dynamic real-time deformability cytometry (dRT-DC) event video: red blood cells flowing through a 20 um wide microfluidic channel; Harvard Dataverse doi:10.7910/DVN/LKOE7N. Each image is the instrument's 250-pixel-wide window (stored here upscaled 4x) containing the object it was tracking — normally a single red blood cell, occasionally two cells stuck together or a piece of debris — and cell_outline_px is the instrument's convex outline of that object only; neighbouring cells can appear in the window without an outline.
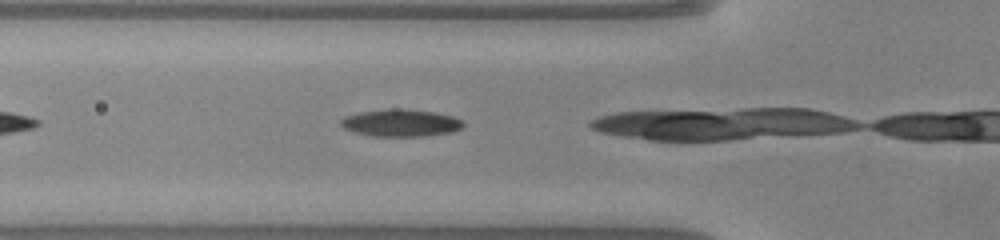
{"species": "common noctule bat (a hibernating species)", "species_latin": "Nyctalus noctula", "temperature_condition": "warm", "stored_images_in_passage": 7, "camera_frame_rate_fps": 3000, "um_per_image_px": 0.085, "animal": {"sex": "male", "body_mass_g": 20.0, "forearm_length_mm": 53.3}, "frame": {"image": 1, "passage_image": 6, "time_ms": 1.667, "image_size_px": [1000, 240], "cell_outline_px": [[464, 124], [460, 128], [452, 132], [428, 136], [372, 136], [352, 132], [344, 128], [340, 124], [340, 120], [348, 116], [360, 112], [396, 108], [432, 112], [452, 116], [464, 120]], "centroid_in_image_um": [34.08, 10.46], "position_along_channel_um": 91.7, "area_um2": 19.31}}